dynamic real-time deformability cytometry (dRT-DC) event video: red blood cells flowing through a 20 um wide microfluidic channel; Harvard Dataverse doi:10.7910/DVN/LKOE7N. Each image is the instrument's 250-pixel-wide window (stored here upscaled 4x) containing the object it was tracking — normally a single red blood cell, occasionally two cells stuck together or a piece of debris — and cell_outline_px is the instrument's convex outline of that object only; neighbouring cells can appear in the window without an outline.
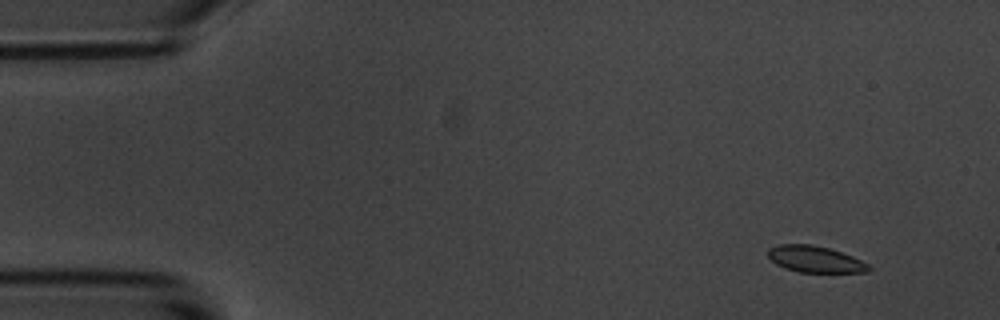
{"species": "common noctule bat (a hibernating species)", "species_latin": "Nyctalus noctula", "temperature_condition": "room temperature", "stored_images_in_passage": 6, "camera_frame_rate_fps": 3000, "um_per_image_px": 0.085, "animal": {"sex": "male", "body_mass_g": 20.1, "forearm_length_mm": 53.5}, "frame": {"image": 1, "passage_image": 1, "time_ms": 0.0, "image_size_px": [1000, 320], "cell_outline_px": [[872, 268], [868, 272], [800, 272], [784, 268], [776, 264], [768, 256], [768, 248], [780, 244], [812, 244], [828, 248], [852, 256], [868, 264]], "centroid_in_image_um": [69.27, 22.03], "position_along_channel_um": 15.7, "area_um2": 15.43}}
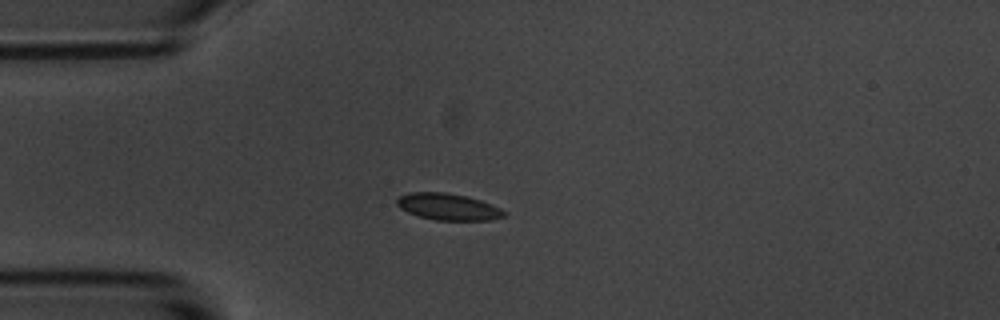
{"frame": {"image": 2, "passage_image": 4, "time_ms": 3.333, "image_size_px": [1000, 320], "cell_outline_px": [[508, 212], [504, 216], [492, 220], [436, 220], [420, 216], [408, 212], [400, 208], [396, 204], [396, 200], [400, 196], [408, 192], [444, 192], [468, 196], [480, 200], [500, 208]], "centroid_in_image_um": [38.1, 17.57], "position_along_channel_um": 46.9, "area_um2": 16.65}}
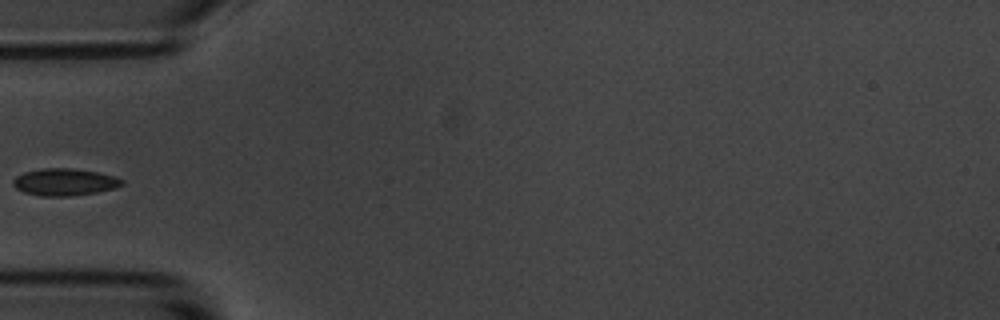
{"frame": {"image": 3, "passage_image": 5, "time_ms": 4.667, "image_size_px": [1000, 320], "cell_outline_px": [[124, 184], [116, 188], [96, 192], [68, 196], [40, 196], [24, 192], [16, 188], [12, 184], [12, 180], [16, 176], [24, 172], [40, 168], [72, 168], [100, 172], [116, 176], [124, 180]], "centroid_in_image_um": [5.5, 15.46], "position_along_channel_um": 79.5, "area_um2": 17.4}}